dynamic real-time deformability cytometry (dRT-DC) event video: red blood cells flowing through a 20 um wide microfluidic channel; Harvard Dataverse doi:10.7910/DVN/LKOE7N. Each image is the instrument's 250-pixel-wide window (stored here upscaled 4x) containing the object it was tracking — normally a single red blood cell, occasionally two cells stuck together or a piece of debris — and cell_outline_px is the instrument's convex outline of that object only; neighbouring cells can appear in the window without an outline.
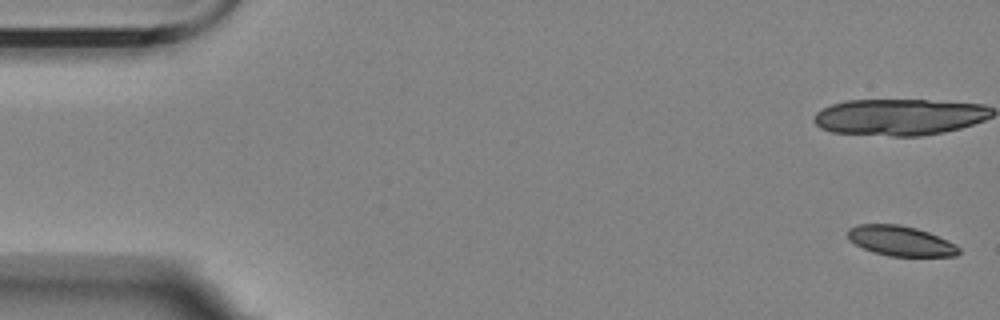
{"species": "Egyptian fruit bat (a non-hibernating species)", "species_latin": "Rousettus aegyptiacus", "temperature_condition": "room temperature", "stored_images_in_passage": 6, "camera_frame_rate_fps": 3000, "um_per_image_px": 0.085, "animal": {"sex": "female"}, "frame": {"image": 1, "passage_image": 1, "time_ms": 0.0, "image_size_px": [1000, 320], "cell_outline_px": [[960, 252], [956, 256], [888, 256], [872, 252], [848, 240], [848, 228], [856, 224], [900, 224], [916, 228], [928, 232], [948, 240], [956, 244], [960, 248]], "centroid_in_image_um": [76.55, 20.47], "position_along_channel_um": 8.5, "area_um2": 19.59}}